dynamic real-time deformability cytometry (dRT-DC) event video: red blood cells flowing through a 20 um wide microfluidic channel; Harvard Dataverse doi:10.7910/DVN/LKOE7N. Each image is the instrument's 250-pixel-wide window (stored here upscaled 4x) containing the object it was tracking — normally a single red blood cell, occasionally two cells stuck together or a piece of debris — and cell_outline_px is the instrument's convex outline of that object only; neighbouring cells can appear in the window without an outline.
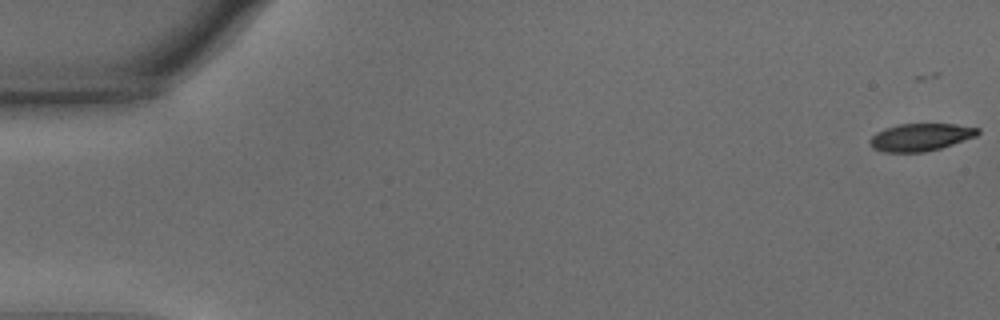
{"species": "common noctule bat (a hibernating species)", "species_latin": "Nyctalus noctula", "temperature_condition": "warm", "stored_images_in_passage": 39, "camera_frame_rate_fps": 3000, "um_per_image_px": 0.085, "animal": {"sex": "male", "body_mass_g": 15.6}, "frame": {"image": 1, "passage_image": 3, "time_ms": 0.667, "image_size_px": [1000, 320], "cell_outline_px": [[980, 132], [976, 136], [940, 148], [924, 152], [884, 152], [872, 148], [868, 144], [868, 140], [876, 132], [884, 128], [900, 124], [956, 124], [980, 128]], "centroid_in_image_um": [78.21, 11.66], "position_along_channel_um": 6.8, "area_um2": 17.34}}
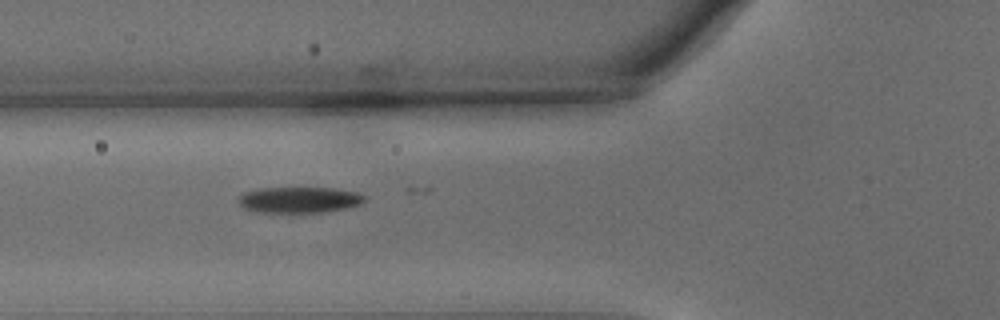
{"frame": {"image": 2, "passage_image": 23, "time_ms": 7.333, "image_size_px": [1000, 320], "cell_outline_px": [[368, 200], [360, 204], [344, 208], [320, 212], [256, 212], [244, 208], [236, 200], [244, 192], [260, 188], [332, 188], [356, 192], [364, 196]], "centroid_in_image_um": [25.41, 16.98], "position_along_channel_um": 100.4, "area_um2": 18.96}}
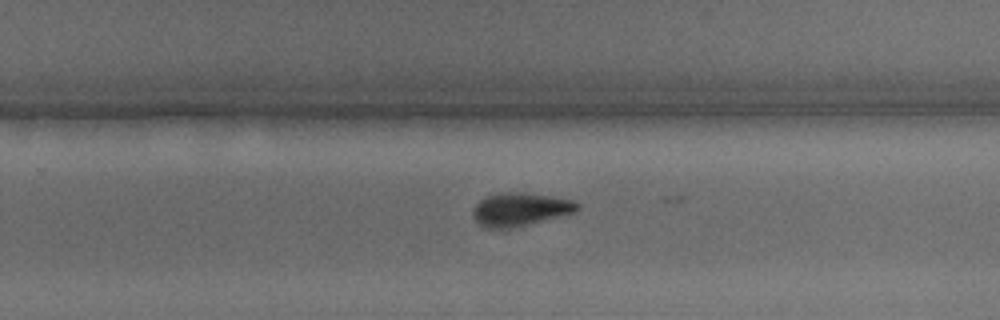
{"frame": {"image": 3, "passage_image": 38, "time_ms": 12.333, "image_size_px": [1000, 320], "cell_outline_px": [[580, 208], [576, 212], [564, 216], [528, 224], [508, 228], [488, 228], [480, 224], [472, 216], [472, 212], [476, 204], [480, 200], [488, 196], [500, 192], [520, 192], [552, 196], [576, 200], [580, 204]], "centroid_in_image_um": [44.28, 17.78], "position_along_channel_um": 285.5, "area_um2": 20.35}}